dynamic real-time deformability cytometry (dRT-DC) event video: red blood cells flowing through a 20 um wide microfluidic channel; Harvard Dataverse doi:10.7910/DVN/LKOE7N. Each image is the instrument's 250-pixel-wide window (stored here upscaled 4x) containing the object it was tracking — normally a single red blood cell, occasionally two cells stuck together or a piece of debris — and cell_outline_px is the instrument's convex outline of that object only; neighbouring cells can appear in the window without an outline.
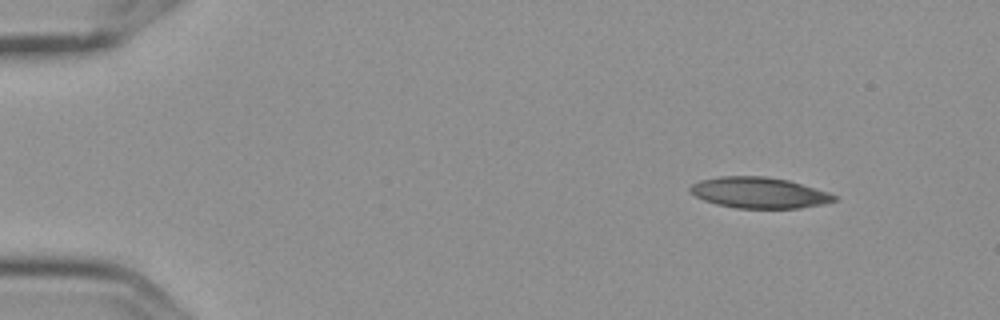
{"species": "Egyptian fruit bat (a non-hibernating species)", "species_latin": "Rousettus aegyptiacus", "temperature_condition": "cold", "stored_images_in_passage": 4, "camera_frame_rate_fps": 3000, "um_per_image_px": 0.085, "frame": {"image": 1, "passage_image": 1, "time_ms": 0.0, "image_size_px": [1000, 320], "cell_outline_px": [[836, 200], [820, 204], [800, 208], [736, 208], [716, 204], [704, 200], [688, 192], [688, 188], [692, 184], [700, 180], [720, 176], [764, 176], [788, 180], [828, 192], [836, 196]], "centroid_in_image_um": [64.46, 16.37], "position_along_channel_um": 20.5, "area_um2": 25.84}}
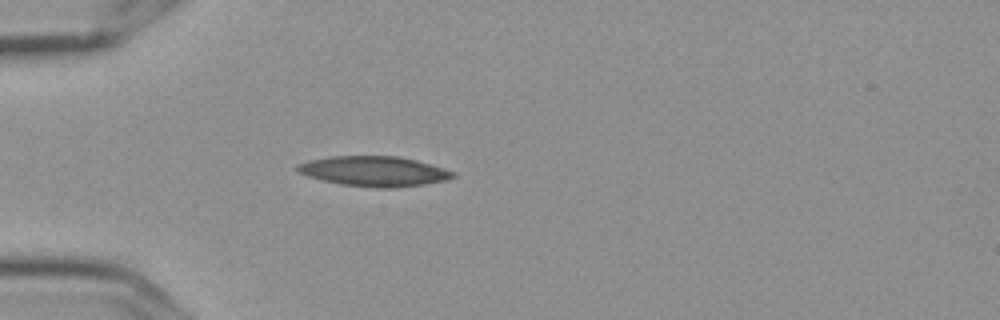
{"frame": {"image": 2, "passage_image": 4, "time_ms": 1.0, "image_size_px": [1000, 320], "cell_outline_px": [[456, 176], [448, 180], [424, 184], [396, 188], [376, 188], [340, 184], [308, 176], [296, 172], [296, 164], [308, 160], [332, 156], [400, 156], [416, 160], [444, 168], [456, 172]], "centroid_in_image_um": [31.81, 14.56], "position_along_channel_um": 53.2, "area_um2": 27.46}}